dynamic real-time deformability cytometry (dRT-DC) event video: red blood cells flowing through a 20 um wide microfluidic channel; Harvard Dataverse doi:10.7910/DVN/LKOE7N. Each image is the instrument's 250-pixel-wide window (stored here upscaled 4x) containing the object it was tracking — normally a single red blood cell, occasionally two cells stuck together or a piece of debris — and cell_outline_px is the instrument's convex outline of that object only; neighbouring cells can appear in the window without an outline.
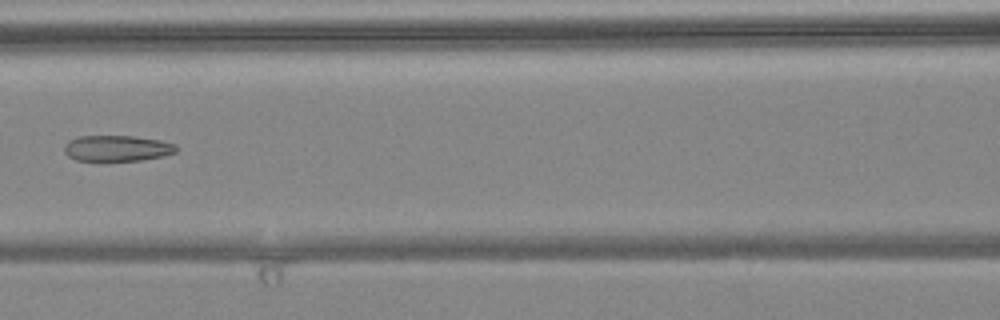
{"species": "common noctule bat (a hibernating species)", "species_latin": "Nyctalus noctula", "temperature_condition": "warm", "stored_images_in_passage": 7, "camera_frame_rate_fps": 3000, "um_per_image_px": 0.085, "animal": {"sex": "female", "body_mass_g": 24.6, "forearm_length_mm": 56.2}, "frame": {"image": 1, "passage_image": 6, "time_ms": 1.667, "image_size_px": [1000, 320], "cell_outline_px": [[176, 152], [164, 156], [140, 160], [76, 160], [68, 156], [64, 152], [64, 144], [68, 140], [80, 136], [132, 136], [160, 140], [176, 144]], "centroid_in_image_um": [9.94, 12.59], "position_along_channel_um": 156.7, "area_um2": 16.82}}
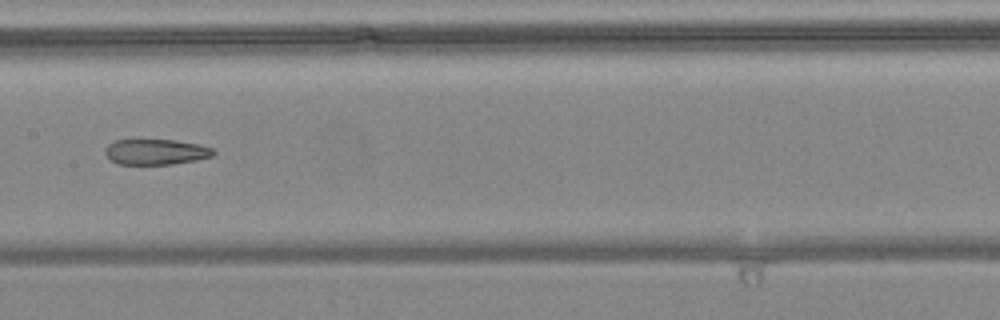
{"frame": {"image": 2, "passage_image": 7, "time_ms": 2.0, "image_size_px": [1000, 320], "cell_outline_px": [[216, 152], [212, 156], [196, 160], [172, 164], [116, 164], [104, 152], [104, 148], [108, 144], [116, 140], [176, 140], [200, 144], [212, 148]], "centroid_in_image_um": [13.26, 12.9], "position_along_channel_um": 194.1, "area_um2": 16.13}}